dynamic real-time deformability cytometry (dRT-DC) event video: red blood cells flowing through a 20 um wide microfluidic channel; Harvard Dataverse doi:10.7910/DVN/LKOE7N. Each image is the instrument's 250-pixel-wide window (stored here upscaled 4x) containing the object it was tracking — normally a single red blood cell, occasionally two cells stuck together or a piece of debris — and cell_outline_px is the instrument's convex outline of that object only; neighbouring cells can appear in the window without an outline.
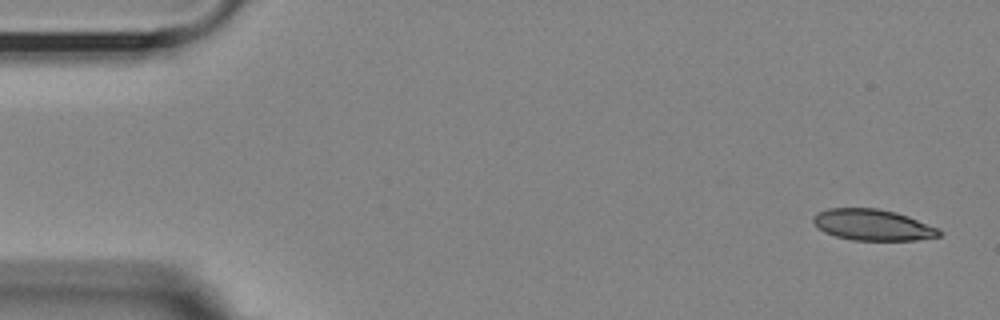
{"species": "Egyptian fruit bat (a non-hibernating species)", "species_latin": "Rousettus aegyptiacus", "temperature_condition": "room temperature", "stored_images_in_passage": 33, "camera_frame_rate_fps": 3000, "um_per_image_px": 0.085, "animal": {"sex": "female"}, "frame": {"image": 1, "passage_image": 1, "time_ms": 0.0, "image_size_px": [1000, 320], "cell_outline_px": [[944, 232], [940, 236], [916, 240], [852, 240], [836, 236], [824, 232], [812, 220], [812, 216], [816, 212], [828, 208], [876, 208], [896, 212], [908, 216], [940, 228]], "centroid_in_image_um": [74.21, 19.11], "position_along_channel_um": 10.8, "area_um2": 23.0}}
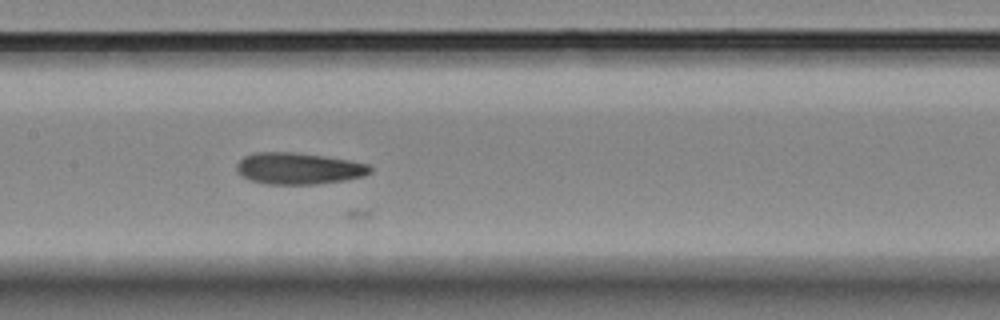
{"frame": {"image": 2, "passage_image": 25, "time_ms": 8.0, "image_size_px": [1000, 320], "cell_outline_px": [[372, 172], [364, 176], [344, 180], [316, 184], [268, 184], [248, 180], [240, 176], [236, 172], [236, 164], [244, 156], [252, 152], [296, 152], [324, 156], [348, 160], [368, 164], [372, 168]], "centroid_in_image_um": [25.33, 14.32], "position_along_channel_um": 182.1, "area_um2": 24.8}}
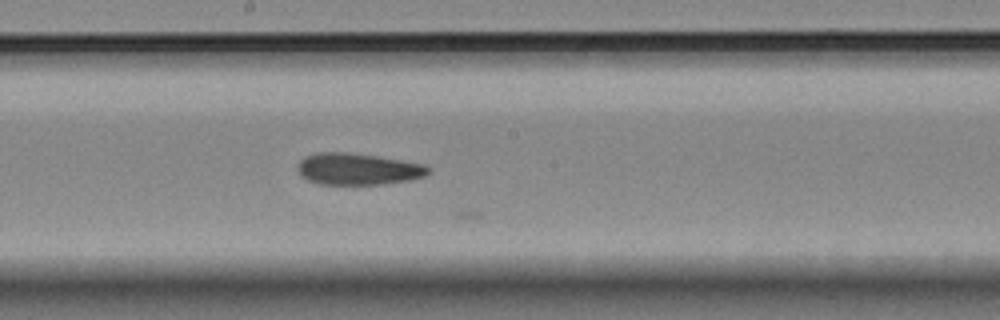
{"frame": {"image": 3, "passage_image": 28, "time_ms": 9.0, "image_size_px": [1000, 320], "cell_outline_px": [[432, 172], [424, 176], [412, 180], [384, 184], [320, 184], [308, 180], [300, 176], [296, 168], [296, 164], [304, 156], [316, 152], [348, 152], [376, 156], [424, 164], [432, 168]], "centroid_in_image_um": [30.41, 14.36], "position_along_channel_um": 217.8, "area_um2": 24.45}}